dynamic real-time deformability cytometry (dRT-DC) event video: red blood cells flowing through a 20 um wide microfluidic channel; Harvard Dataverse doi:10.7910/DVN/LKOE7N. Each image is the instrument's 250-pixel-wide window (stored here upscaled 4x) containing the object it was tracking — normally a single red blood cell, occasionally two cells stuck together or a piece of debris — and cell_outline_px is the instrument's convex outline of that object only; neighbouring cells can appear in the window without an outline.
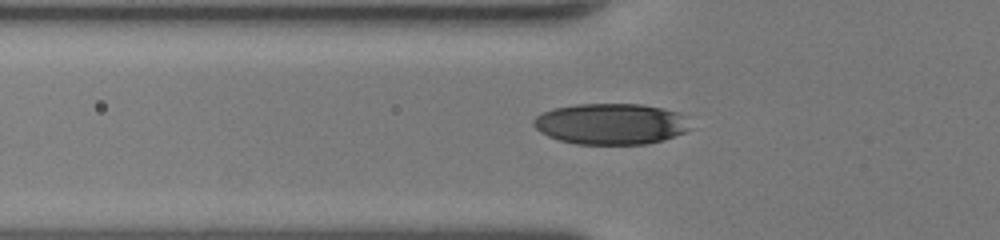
{"species": "human", "species_latin": "Homo sapiens", "temperature_condition": "room temperature", "stored_images_in_passage": 38, "segment_of_instrument_passage": [1, 2], "camera_frame_rate_fps": 3000, "um_per_image_px": 0.085, "donor": {"sex": "female"}, "frame": {"image": 1, "passage_image": 6, "time_ms": 1.667, "image_size_px": [1000, 240], "cell_outline_px": [[692, 128], [684, 132], [660, 140], [644, 144], [576, 144], [560, 140], [548, 136], [540, 132], [532, 124], [532, 120], [536, 116], [552, 108], [576, 104], [644, 104], [664, 108], [680, 112]], "centroid_in_image_um": [51.9, 10.52], "position_along_channel_um": 73.9, "area_um2": 37.51}}
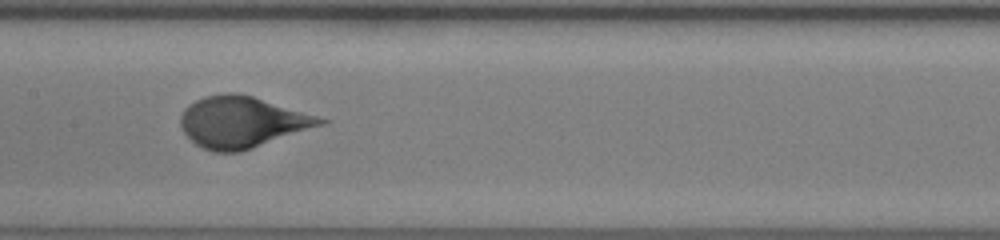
{"frame": {"image": 2, "passage_image": 14, "time_ms": 4.333, "image_size_px": [1000, 240], "cell_outline_px": [[332, 120], [328, 124], [240, 152], [212, 152], [196, 144], [184, 132], [180, 124], [180, 116], [184, 108], [188, 104], [204, 96], [224, 92], [236, 92], [252, 96]], "centroid_in_image_um": [20.61, 10.37], "position_along_channel_um": 186.8, "area_um2": 42.08}}
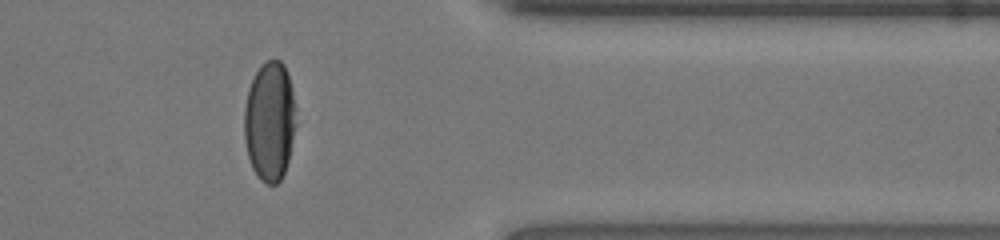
{"frame": {"image": 3, "passage_image": 29, "time_ms": 9.333, "image_size_px": [1000, 240], "cell_outline_px": [[296, 124], [288, 160], [284, 172], [280, 180], [276, 184], [268, 184], [260, 180], [256, 176], [252, 168], [248, 156], [244, 140], [244, 108], [248, 88], [256, 72], [268, 60], [280, 60], [284, 64], [292, 88]], "centroid_in_image_um": [22.91, 10.33], "position_along_channel_um": 388.5, "area_um2": 35.95}}